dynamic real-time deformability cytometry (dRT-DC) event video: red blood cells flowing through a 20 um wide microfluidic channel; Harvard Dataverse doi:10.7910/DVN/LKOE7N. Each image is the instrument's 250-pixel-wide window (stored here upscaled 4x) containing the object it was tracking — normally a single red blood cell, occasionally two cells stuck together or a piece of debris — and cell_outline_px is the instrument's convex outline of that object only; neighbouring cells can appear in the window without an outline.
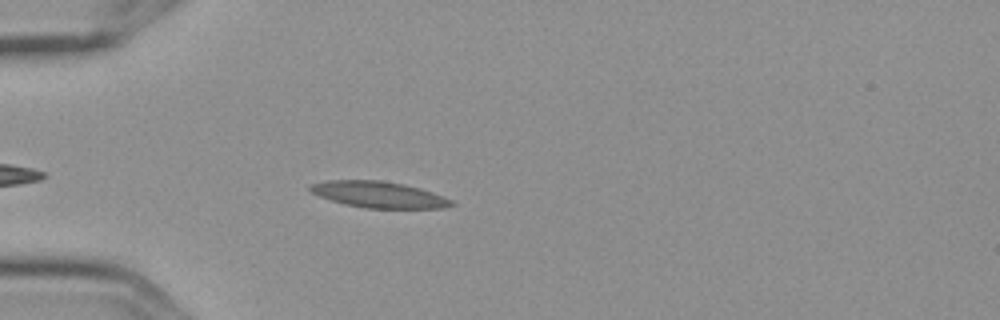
{"species": "Egyptian fruit bat (a non-hibernating species)", "species_latin": "Rousettus aegyptiacus", "temperature_condition": "cold", "stored_images_in_passage": 5, "camera_frame_rate_fps": 3000, "um_per_image_px": 0.085, "frame": {"image": 1, "passage_image": 4, "time_ms": 1.0, "image_size_px": [1000, 320], "cell_outline_px": [[456, 204], [444, 208], [364, 208], [344, 204], [320, 196], [312, 192], [308, 188], [308, 184], [328, 180], [380, 180], [404, 184], [420, 188], [444, 196], [452, 200]], "centroid_in_image_um": [32.2, 16.53], "position_along_channel_um": 52.8, "area_um2": 21.68}}